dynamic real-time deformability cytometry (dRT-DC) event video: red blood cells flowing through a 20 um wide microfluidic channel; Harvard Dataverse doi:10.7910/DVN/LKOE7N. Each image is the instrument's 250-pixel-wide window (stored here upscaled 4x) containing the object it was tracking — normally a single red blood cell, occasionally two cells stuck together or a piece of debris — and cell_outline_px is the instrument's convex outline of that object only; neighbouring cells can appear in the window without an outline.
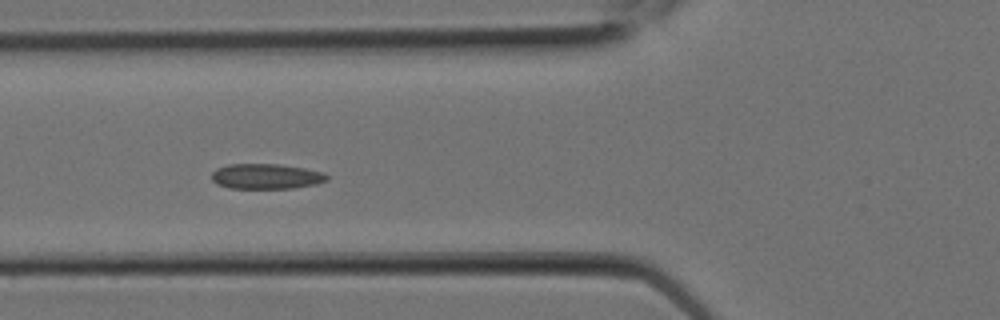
{"species": "Egyptian fruit bat (a non-hibernating species)", "species_latin": "Rousettus aegyptiacus", "temperature_condition": "room temperature", "stored_images_in_passage": 9, "camera_frame_rate_fps": 3000, "um_per_image_px": 0.085, "animal": {"sex": "female"}, "frame": {"image": 1, "passage_image": 8, "time_ms": 2.333, "image_size_px": [1000, 320], "cell_outline_px": [[328, 180], [316, 184], [292, 188], [228, 188], [216, 184], [212, 180], [212, 172], [216, 168], [228, 164], [280, 164], [304, 168], [324, 172], [328, 176]], "centroid_in_image_um": [22.61, 14.99], "position_along_channel_um": 103.2, "area_um2": 17.05}}
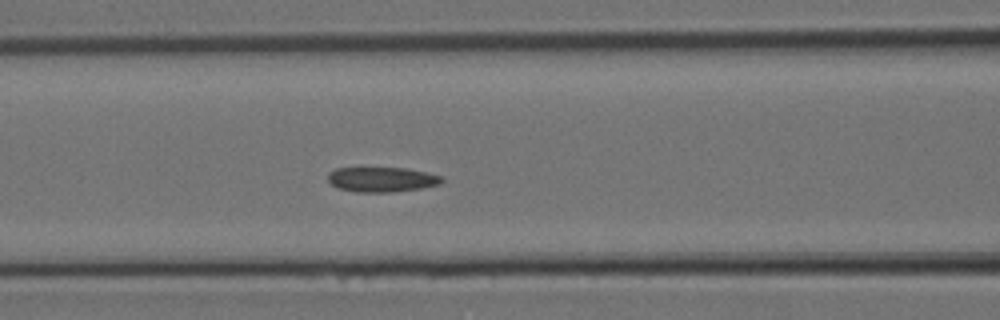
{"frame": {"image": 2, "passage_image": 9, "time_ms": 2.667, "image_size_px": [1000, 320], "cell_outline_px": [[444, 180], [440, 184], [420, 188], [392, 192], [356, 192], [340, 188], [332, 184], [328, 180], [328, 172], [336, 168], [360, 164], [408, 168], [440, 176]], "centroid_in_image_um": [32.37, 15.18], "position_along_channel_um": 134.2, "area_um2": 17.4}}